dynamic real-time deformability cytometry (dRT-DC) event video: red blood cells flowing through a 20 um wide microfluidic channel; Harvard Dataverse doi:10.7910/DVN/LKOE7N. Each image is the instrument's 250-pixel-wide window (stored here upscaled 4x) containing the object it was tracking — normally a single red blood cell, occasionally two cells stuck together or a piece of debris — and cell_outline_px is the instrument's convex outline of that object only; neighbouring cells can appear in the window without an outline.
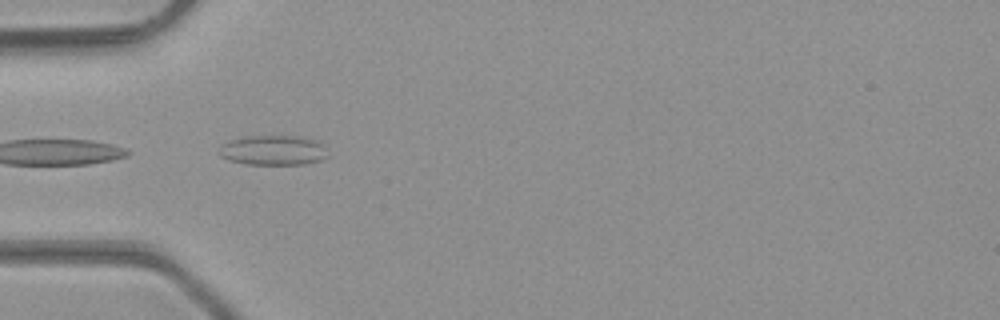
{"species": "common noctule bat (a hibernating species)", "species_latin": "Nyctalus noctula", "temperature_condition": "room temperature", "stored_images_in_passage": 36, "camera_frame_rate_fps": 3000, "um_per_image_px": 0.085, "animal": {"sex": "male", "body_mass_g": 23.1, "forearm_length_mm": 52.7}, "frame": {"image": 1, "passage_image": 2, "time_ms": 0.333, "image_size_px": [1000, 320], "cell_outline_px": [[328, 156], [320, 160], [304, 164], [244, 164], [228, 160], [220, 156], [220, 144], [244, 136], [304, 136], [320, 140]], "centroid_in_image_um": [23.23, 12.76], "position_along_channel_um": 61.8, "area_um2": 19.07}}
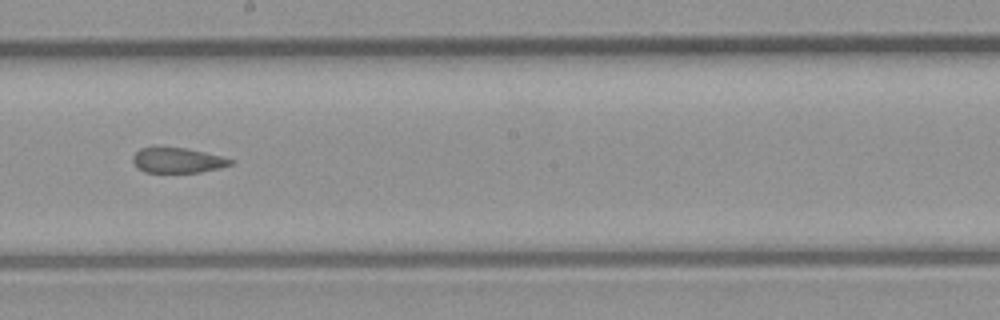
{"frame": {"image": 2, "passage_image": 14, "time_ms": 4.333, "image_size_px": [1000, 320], "cell_outline_px": [[236, 160], [232, 164], [220, 168], [200, 172], [144, 172], [132, 160], [132, 156], [140, 148], [184, 148], [204, 152]], "centroid_in_image_um": [15.13, 13.63], "position_along_channel_um": 233.1, "area_um2": 14.05}}
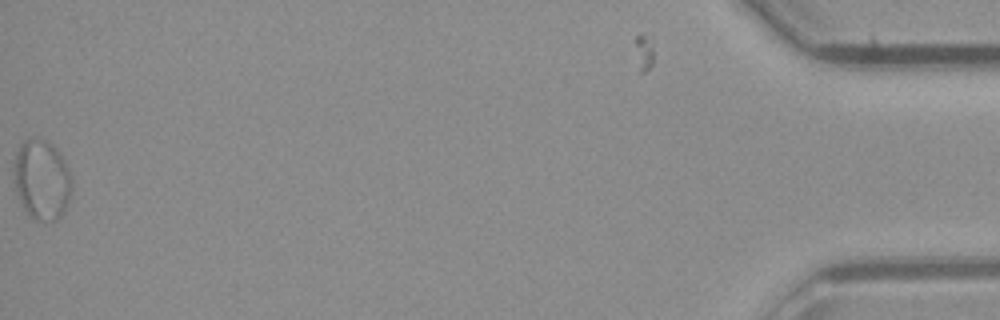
{"frame": {"image": 3, "passage_image": 35, "time_ms": 11.333, "image_size_px": [1000, 320], "cell_outline_px": [[72, 188], [64, 212], [56, 220], [36, 220], [24, 208], [16, 192], [16, 156], [24, 140], [44, 140], [52, 144], [56, 148], [64, 160], [72, 176]], "centroid_in_image_um": [3.61, 15.3], "position_along_channel_um": 431.6, "area_um2": 26.13}, "authors_computed_cell_mechanics": {"area_um2": 16.1551, "velocity_mm_per_s": 4.3294, "shape_relaxation_time_tau1_ms": null, "shape_relaxation_time_tau2_ms": 1.4497, "deformation_change_tau1": null, "deformation_change_tau2": 0.0774}}